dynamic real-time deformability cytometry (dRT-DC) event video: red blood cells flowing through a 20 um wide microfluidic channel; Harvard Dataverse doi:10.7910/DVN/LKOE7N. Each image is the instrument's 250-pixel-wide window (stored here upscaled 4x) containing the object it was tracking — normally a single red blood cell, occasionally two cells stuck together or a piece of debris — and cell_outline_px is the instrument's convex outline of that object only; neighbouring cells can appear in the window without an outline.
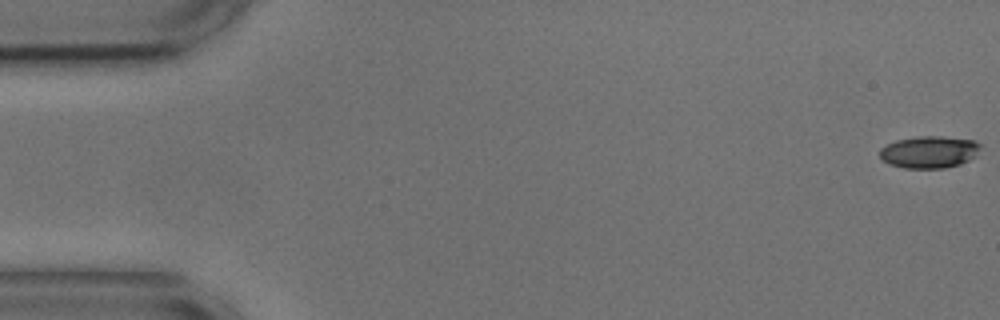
{"species": "common noctule bat (a hibernating species)", "species_latin": "Nyctalus noctula", "temperature_condition": "cold", "stored_images_in_passage": 14, "camera_frame_rate_fps": 3000, "um_per_image_px": 0.085, "animal": {"sex": "male", "body_mass_g": 17.9, "forearm_length_mm": 54.2}, "frame": {"image": 1, "passage_image": 1, "time_ms": 0.0, "image_size_px": [1000, 320], "cell_outline_px": [[980, 148], [968, 160], [960, 164], [944, 168], [904, 168], [888, 164], [880, 156], [880, 148], [896, 140], [920, 136], [944, 136], [976, 140], [980, 144]], "centroid_in_image_um": [78.97, 12.91], "position_along_channel_um": 6.0, "area_um2": 18.73}}
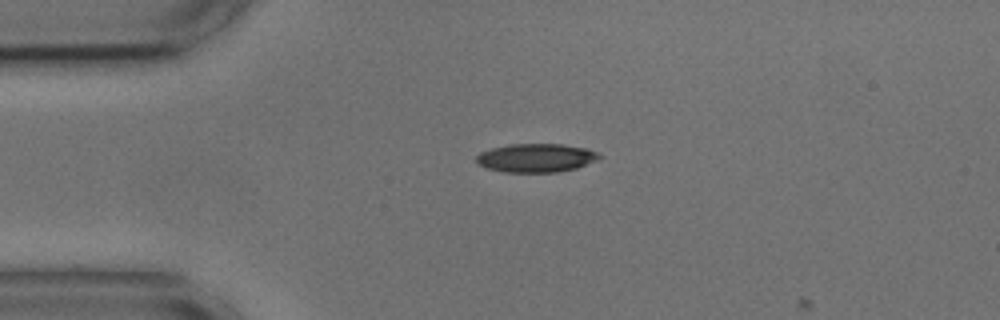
{"frame": {"image": 2, "passage_image": 13, "time_ms": 4.0, "image_size_px": [1000, 320], "cell_outline_px": [[604, 156], [596, 160], [576, 168], [556, 172], [504, 172], [488, 168], [480, 164], [476, 160], [476, 156], [480, 152], [492, 148], [508, 144], [564, 144], [584, 148], [600, 152]], "centroid_in_image_um": [45.6, 13.41], "position_along_channel_um": 39.4, "area_um2": 20.46}}